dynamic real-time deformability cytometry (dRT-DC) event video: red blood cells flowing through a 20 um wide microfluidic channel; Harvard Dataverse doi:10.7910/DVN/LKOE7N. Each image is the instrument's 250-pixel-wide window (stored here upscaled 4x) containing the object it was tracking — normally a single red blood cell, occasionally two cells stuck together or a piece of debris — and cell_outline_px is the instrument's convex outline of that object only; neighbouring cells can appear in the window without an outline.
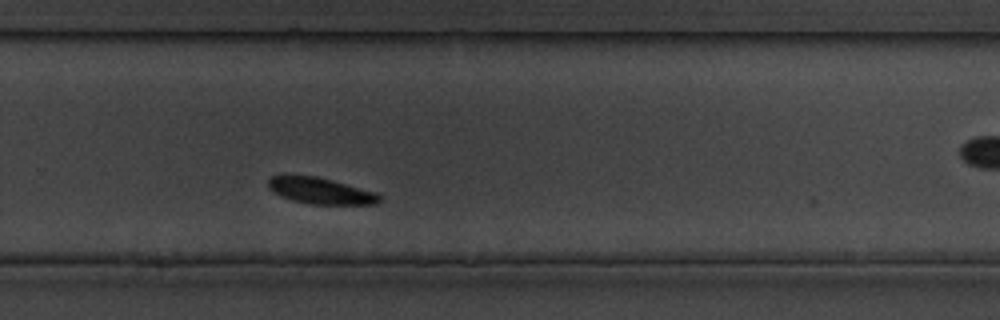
{"species": "common noctule bat (a hibernating species)", "species_latin": "Nyctalus noctula", "temperature_condition": "cold", "stored_images_in_passage": 31, "camera_frame_rate_fps": 3000, "um_per_image_px": 0.085, "animal": {"sex": "male", "body_mass_g": 19.5, "forearm_length_mm": 54.6}, "frame": {"image": 1, "passage_image": 18, "time_ms": 21.333, "image_size_px": [1000, 320], "cell_outline_px": [[384, 200], [376, 204], [308, 204], [292, 200], [280, 196], [268, 188], [268, 180], [272, 176], [316, 176], [332, 180], [376, 192]], "centroid_in_image_um": [27.28, 16.23], "position_along_channel_um": 302.5, "area_um2": 16.94}}